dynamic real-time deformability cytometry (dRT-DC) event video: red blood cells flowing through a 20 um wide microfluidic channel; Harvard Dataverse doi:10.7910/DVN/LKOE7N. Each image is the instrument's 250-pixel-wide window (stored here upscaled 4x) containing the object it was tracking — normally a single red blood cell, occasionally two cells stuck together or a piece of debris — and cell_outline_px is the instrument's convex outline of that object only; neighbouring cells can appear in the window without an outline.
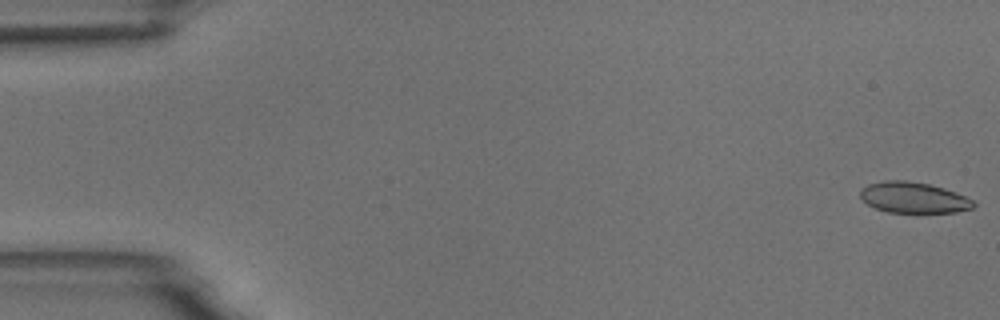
{"species": "common noctule bat (a hibernating species)", "species_latin": "Nyctalus noctula", "temperature_condition": "room temperature", "stored_images_in_passage": 11, "camera_frame_rate_fps": 3000, "um_per_image_px": 0.085, "animal": {"sex": "male", "body_mass_g": 18.8}, "frame": {"image": 1, "passage_image": 1, "time_ms": 0.0, "image_size_px": [1000, 320], "cell_outline_px": [[976, 204], [972, 208], [956, 212], [888, 212], [876, 208], [868, 204], [860, 196], [860, 188], [868, 184], [884, 180], [904, 180], [928, 184], [944, 188], [956, 192], [972, 200]], "centroid_in_image_um": [77.63, 16.78], "position_along_channel_um": 7.4, "area_um2": 20.23}}
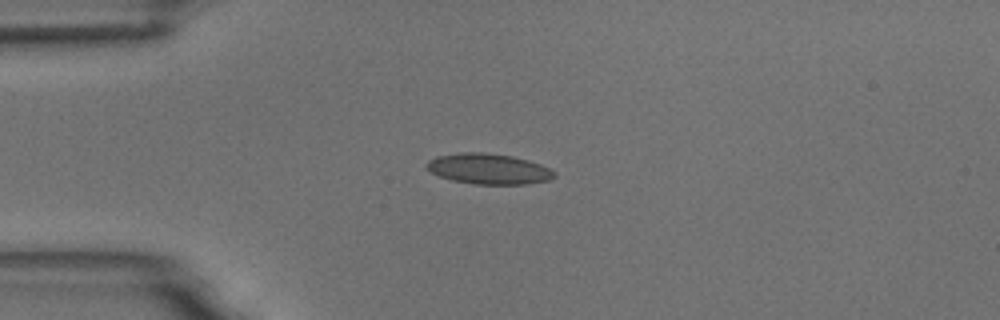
{"frame": {"image": 2, "passage_image": 4, "time_ms": 4.333, "image_size_px": [1000, 320], "cell_outline_px": [[556, 176], [548, 180], [524, 184], [472, 184], [452, 180], [440, 176], [424, 168], [424, 164], [428, 160], [436, 156], [460, 152], [480, 152], [512, 156], [540, 164], [556, 172]], "centroid_in_image_um": [41.48, 14.35], "position_along_channel_um": 43.5, "area_um2": 22.72}}
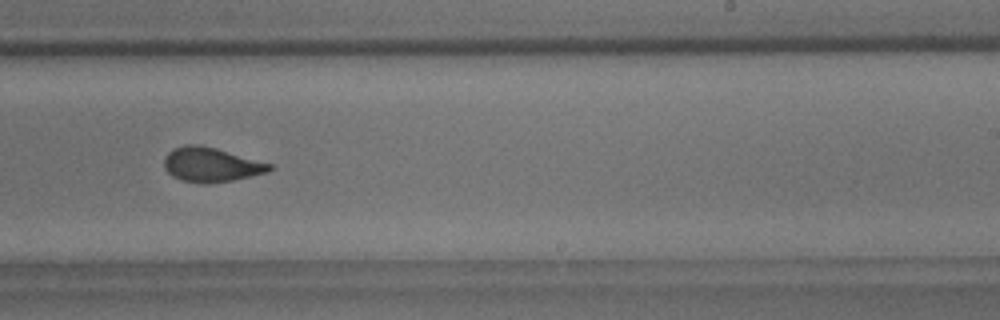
{"frame": {"image": 3, "passage_image": 10, "time_ms": 11.0, "image_size_px": [1000, 320], "cell_outline_px": [[272, 168], [268, 172], [232, 180], [208, 184], [200, 184], [180, 180], [172, 176], [164, 168], [164, 156], [172, 148], [184, 144], [200, 144], [216, 148], [272, 164]], "centroid_in_image_um": [17.89, 13.99], "position_along_channel_um": 271.1, "area_um2": 21.33}}